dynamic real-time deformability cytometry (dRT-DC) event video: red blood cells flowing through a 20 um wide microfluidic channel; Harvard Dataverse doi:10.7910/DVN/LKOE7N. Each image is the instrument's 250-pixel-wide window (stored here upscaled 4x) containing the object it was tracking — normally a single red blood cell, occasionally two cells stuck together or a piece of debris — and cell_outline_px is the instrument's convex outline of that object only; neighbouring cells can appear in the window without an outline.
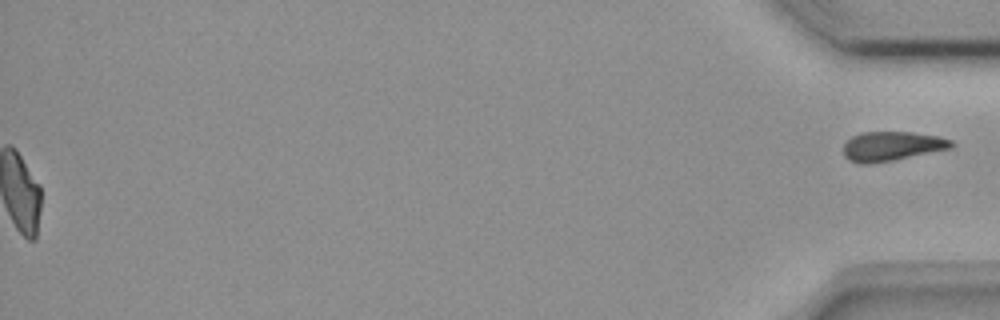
{"species": "common noctule bat (a hibernating species)", "species_latin": "Nyctalus noctula", "temperature_condition": "room temperature", "stored_images_in_passage": 41, "segment_of_instrument_passage": [2, 2], "camera_frame_rate_fps": 3000, "um_per_image_px": 0.085, "animal": {"sex": "female", "body_mass_g": 18.4}, "frame": {"image": 1, "passage_image": 41, "time_ms": 13.333, "image_size_px": [1000, 320], "cell_outline_px": [[956, 144], [952, 148], [892, 160], [868, 164], [860, 164], [848, 160], [844, 156], [844, 144], [852, 136], [864, 132], [912, 132], [940, 136], [952, 140]], "centroid_in_image_um": [75.83, 12.42], "position_along_channel_um": 359.4, "area_um2": 18.5}}